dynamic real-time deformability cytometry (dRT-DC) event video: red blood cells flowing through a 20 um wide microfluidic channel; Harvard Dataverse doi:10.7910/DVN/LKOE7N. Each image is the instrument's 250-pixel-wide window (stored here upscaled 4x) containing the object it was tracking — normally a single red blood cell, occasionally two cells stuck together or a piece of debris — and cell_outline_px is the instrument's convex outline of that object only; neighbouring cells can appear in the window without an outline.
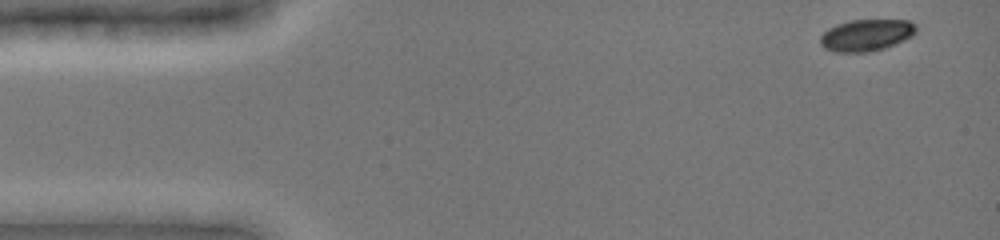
{"species": "common noctule bat (a hibernating species)", "species_latin": "Nyctalus noctula", "temperature_condition": "cold", "stored_images_in_passage": 25, "camera_frame_rate_fps": 3000, "um_per_image_px": 0.085, "animal": {"sex": "female", "body_mass_g": 19.0, "forearm_length_mm": 51.5}, "frame": {"image": 1, "passage_image": 1, "time_ms": 0.0, "image_size_px": [1000, 240], "cell_outline_px": [[916, 32], [912, 36], [904, 40], [884, 48], [872, 52], [832, 52], [824, 48], [820, 44], [820, 36], [828, 28], [836, 24], [852, 20], [908, 20], [916, 24]], "centroid_in_image_um": [73.62, 2.99], "position_along_channel_um": 11.4, "area_um2": 17.86}}
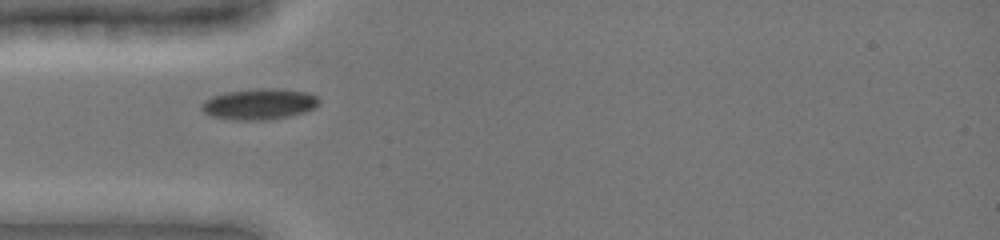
{"frame": {"image": 2, "passage_image": 17, "time_ms": 4.0, "image_size_px": [1000, 240], "cell_outline_px": [[320, 104], [304, 112], [288, 116], [268, 120], [236, 120], [212, 116], [204, 112], [200, 108], [200, 104], [204, 100], [212, 96], [228, 92], [260, 88], [276, 88], [308, 92], [316, 96], [320, 100]], "centroid_in_image_um": [22.03, 8.84], "position_along_channel_um": 63.0, "area_um2": 21.15}}
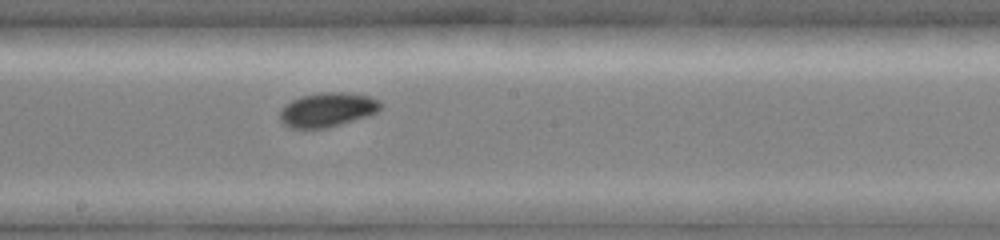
{"frame": {"image": 3, "passage_image": 25, "time_ms": 8.0, "image_size_px": [1000, 240], "cell_outline_px": [[384, 104], [376, 112], [368, 116], [328, 128], [292, 128], [284, 124], [280, 120], [280, 112], [284, 104], [300, 96], [324, 92], [348, 92], [368, 96], [380, 100]], "centroid_in_image_um": [27.85, 9.32], "position_along_channel_um": 220.4, "area_um2": 20.23}}